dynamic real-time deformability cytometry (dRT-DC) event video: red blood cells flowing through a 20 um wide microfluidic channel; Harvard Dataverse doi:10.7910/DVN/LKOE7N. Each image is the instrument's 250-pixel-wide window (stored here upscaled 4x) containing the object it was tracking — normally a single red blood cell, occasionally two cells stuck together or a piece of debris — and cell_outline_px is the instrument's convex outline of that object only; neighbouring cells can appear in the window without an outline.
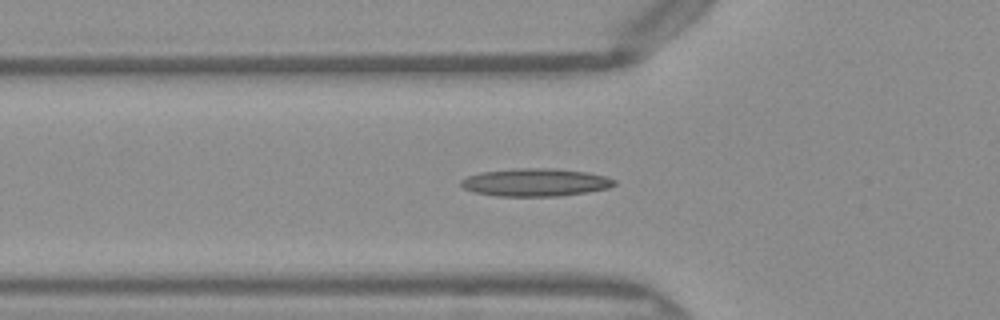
{"species": "Egyptian fruit bat (a non-hibernating species)", "species_latin": "Rousettus aegyptiacus", "temperature_condition": "warm", "stored_images_in_passage": 47, "camera_frame_rate_fps": 3000, "um_per_image_px": 0.085, "frame": {"image": 1, "passage_image": 13, "time_ms": 4.0, "image_size_px": [1000, 320], "cell_outline_px": [[616, 184], [608, 188], [588, 192], [556, 196], [496, 196], [476, 192], [464, 188], [460, 184], [460, 180], [468, 176], [480, 172], [512, 168], [552, 168], [588, 172], [608, 176], [616, 180]], "centroid_in_image_um": [45.53, 15.49], "position_along_channel_um": 80.3, "area_um2": 25.03}}
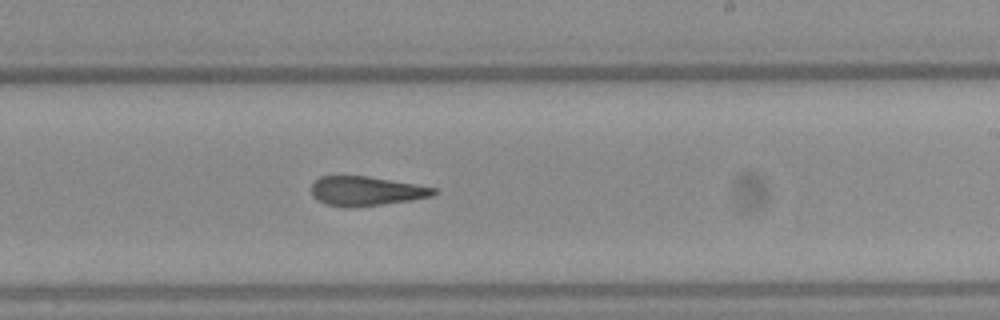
{"frame": {"image": 2, "passage_image": 26, "time_ms": 8.333, "image_size_px": [1000, 320], "cell_outline_px": [[436, 192], [432, 196], [412, 200], [356, 208], [344, 208], [324, 204], [312, 196], [312, 184], [320, 176], [368, 176], [416, 184], [436, 188]], "centroid_in_image_um": [31.1, 16.26], "position_along_channel_um": 257.9, "area_um2": 21.15}}
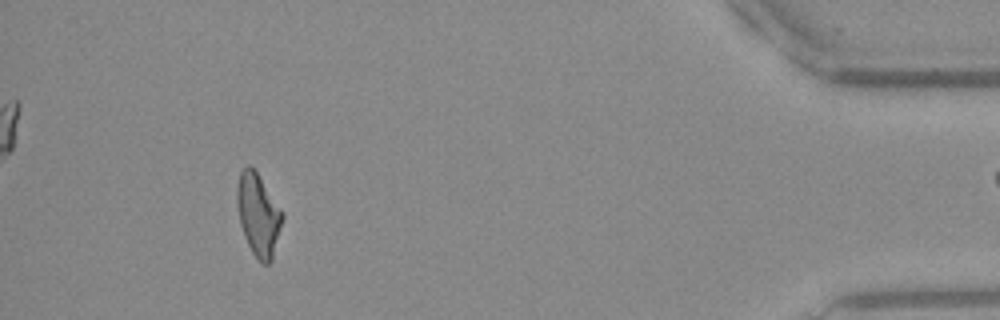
{"frame": {"image": 3, "passage_image": 42, "time_ms": 13.667, "image_size_px": [1000, 320], "cell_outline_px": [[284, 216], [272, 260], [268, 264], [264, 264], [252, 252], [244, 236], [240, 224], [236, 200], [236, 188], [240, 172], [248, 164], [256, 172], [284, 212]], "centroid_in_image_um": [21.95, 18.25], "position_along_channel_um": 413.2, "area_um2": 21.62}, "authors_computed_cell_mechanics": {"area_um2": 21.9062, "velocity_mm_per_s": 4.0683, "shape_relaxation_time_tau1_ms": null, "shape_relaxation_time_tau2_ms": 1.3419, "deformation_change_tau1": null, "deformation_change_tau2": 0.1147}}